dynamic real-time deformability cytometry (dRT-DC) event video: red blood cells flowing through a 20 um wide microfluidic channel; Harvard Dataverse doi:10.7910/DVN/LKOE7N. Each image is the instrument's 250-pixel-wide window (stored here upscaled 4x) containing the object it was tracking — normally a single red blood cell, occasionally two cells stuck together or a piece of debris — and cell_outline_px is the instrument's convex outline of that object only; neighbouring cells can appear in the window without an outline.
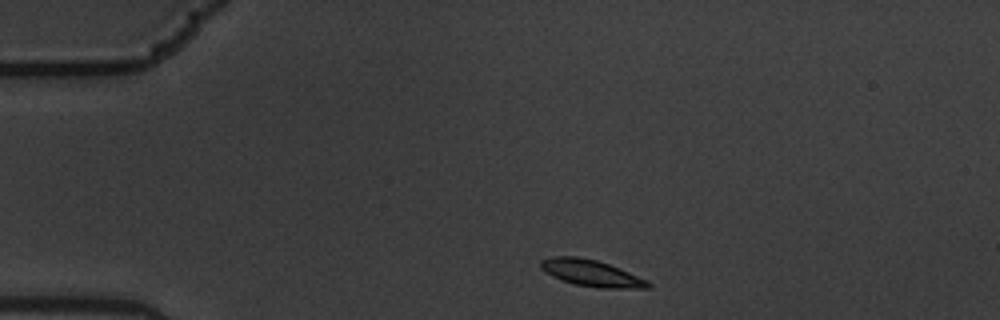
{"species": "common noctule bat (a hibernating species)", "species_latin": "Nyctalus noctula", "temperature_condition": "warm", "stored_images_in_passage": 3, "camera_frame_rate_fps": 3000, "um_per_image_px": 0.085, "animal": {"sex": "male", "body_mass_g": 19.5, "forearm_length_mm": 54.6}, "frame": {"image": 1, "passage_image": 1, "time_ms": 0.0, "image_size_px": [1000, 320], "cell_outline_px": [[652, 288], [600, 288], [572, 284], [560, 280], [552, 276], [540, 268], [540, 260], [552, 256], [576, 256], [596, 260], [620, 268], [648, 280], [652, 284]], "centroid_in_image_um": [50.26, 23.22], "position_along_channel_um": 34.7, "area_um2": 16.76}}